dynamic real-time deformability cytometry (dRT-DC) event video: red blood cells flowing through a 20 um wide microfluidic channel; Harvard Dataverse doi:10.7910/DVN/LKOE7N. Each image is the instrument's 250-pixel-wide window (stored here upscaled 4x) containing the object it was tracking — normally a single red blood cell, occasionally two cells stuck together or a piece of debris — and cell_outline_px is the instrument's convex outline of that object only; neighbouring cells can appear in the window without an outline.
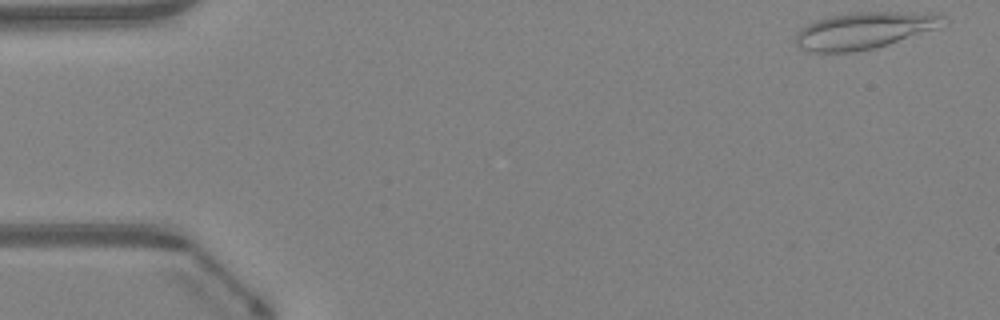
{"species": "Egyptian fruit bat (a non-hibernating species)", "species_latin": "Rousettus aegyptiacus", "temperature_condition": "warm", "stored_images_in_passage": 45, "camera_frame_rate_fps": 3000, "um_per_image_px": 0.085, "animal": {"sex": "female"}, "frame": {"image": 1, "passage_image": 1, "time_ms": 0.0, "image_size_px": [1000, 320], "cell_outline_px": [[948, 24], [888, 44], [872, 48], [852, 52], [812, 52], [800, 48], [796, 44], [796, 32], [800, 28], [816, 20], [828, 16], [852, 12], [940, 12], [948, 16]], "centroid_in_image_um": [73.53, 2.56], "position_along_channel_um": 11.5, "area_um2": 31.91}}
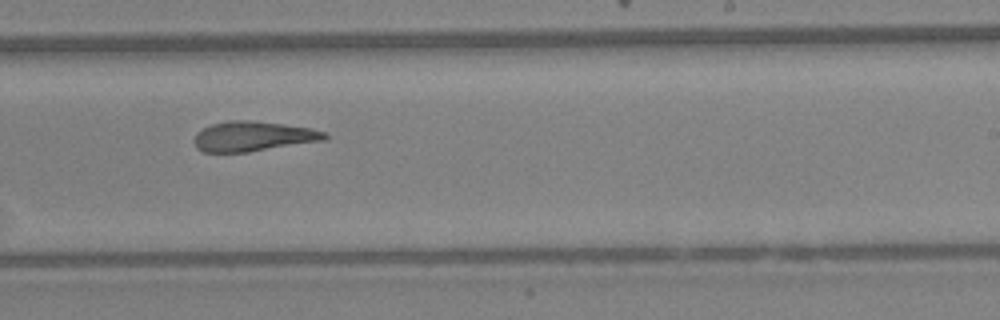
{"frame": {"image": 2, "passage_image": 28, "time_ms": 9.0, "image_size_px": [1000, 320], "cell_outline_px": [[328, 136], [324, 140], [248, 152], [204, 152], [196, 148], [192, 140], [196, 132], [212, 124], [228, 120], [252, 120], [308, 128], [324, 132]], "centroid_in_image_um": [21.43, 11.59], "position_along_channel_um": 267.6, "area_um2": 22.6}}
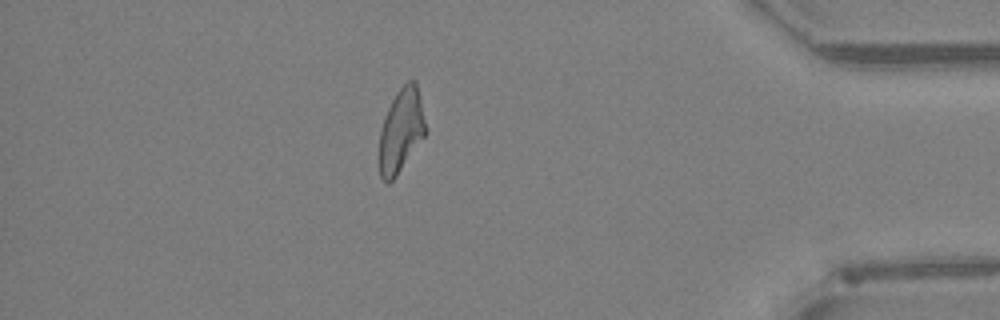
{"frame": {"image": 3, "passage_image": 40, "time_ms": 13.0, "image_size_px": [1000, 320], "cell_outline_px": [[428, 132], [396, 176], [388, 184], [380, 176], [380, 128], [384, 116], [396, 92], [408, 80], [416, 80], [428, 128]], "centroid_in_image_um": [34.13, 11.06], "position_along_channel_um": 401.1, "area_um2": 22.77}}